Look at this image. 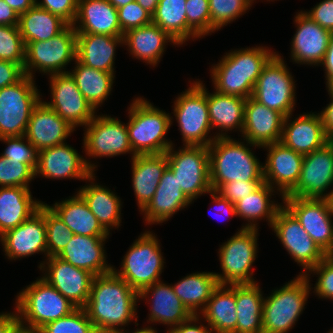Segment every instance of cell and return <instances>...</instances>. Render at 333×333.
I'll list each match as a JSON object with an SVG mask.
<instances>
[{"instance_id": "ffe728a7", "label": "cell", "mask_w": 333, "mask_h": 333, "mask_svg": "<svg viewBox=\"0 0 333 333\" xmlns=\"http://www.w3.org/2000/svg\"><path fill=\"white\" fill-rule=\"evenodd\" d=\"M39 270L42 272L40 277L77 308L86 306L94 278L92 273L75 267L57 256L44 260Z\"/></svg>"}, {"instance_id": "7a4b0ae2", "label": "cell", "mask_w": 333, "mask_h": 333, "mask_svg": "<svg viewBox=\"0 0 333 333\" xmlns=\"http://www.w3.org/2000/svg\"><path fill=\"white\" fill-rule=\"evenodd\" d=\"M276 53L262 45L231 49L209 68L214 90L245 99L251 97L264 66Z\"/></svg>"}, {"instance_id": "8d00e7d4", "label": "cell", "mask_w": 333, "mask_h": 333, "mask_svg": "<svg viewBox=\"0 0 333 333\" xmlns=\"http://www.w3.org/2000/svg\"><path fill=\"white\" fill-rule=\"evenodd\" d=\"M42 203L30 188L0 187V236L29 219Z\"/></svg>"}, {"instance_id": "be15d7a7", "label": "cell", "mask_w": 333, "mask_h": 333, "mask_svg": "<svg viewBox=\"0 0 333 333\" xmlns=\"http://www.w3.org/2000/svg\"><path fill=\"white\" fill-rule=\"evenodd\" d=\"M20 328L19 315L13 312H0V333H15Z\"/></svg>"}, {"instance_id": "74e56055", "label": "cell", "mask_w": 333, "mask_h": 333, "mask_svg": "<svg viewBox=\"0 0 333 333\" xmlns=\"http://www.w3.org/2000/svg\"><path fill=\"white\" fill-rule=\"evenodd\" d=\"M68 226L73 234L81 236H110L76 192L53 205L47 204Z\"/></svg>"}, {"instance_id": "b9f144b4", "label": "cell", "mask_w": 333, "mask_h": 333, "mask_svg": "<svg viewBox=\"0 0 333 333\" xmlns=\"http://www.w3.org/2000/svg\"><path fill=\"white\" fill-rule=\"evenodd\" d=\"M74 64L68 72L84 98L98 112V108L112 95L116 75L88 67L77 59Z\"/></svg>"}, {"instance_id": "f907efd6", "label": "cell", "mask_w": 333, "mask_h": 333, "mask_svg": "<svg viewBox=\"0 0 333 333\" xmlns=\"http://www.w3.org/2000/svg\"><path fill=\"white\" fill-rule=\"evenodd\" d=\"M0 141L7 145L0 155L7 158L11 163L21 162L29 164L36 170L38 151L24 135L3 137L0 138Z\"/></svg>"}, {"instance_id": "484cf974", "label": "cell", "mask_w": 333, "mask_h": 333, "mask_svg": "<svg viewBox=\"0 0 333 333\" xmlns=\"http://www.w3.org/2000/svg\"><path fill=\"white\" fill-rule=\"evenodd\" d=\"M292 116L285 117L282 129L280 142L286 147L304 156L329 142L330 138L325 134L317 112H304L295 119Z\"/></svg>"}, {"instance_id": "ac0fdd59", "label": "cell", "mask_w": 333, "mask_h": 333, "mask_svg": "<svg viewBox=\"0 0 333 333\" xmlns=\"http://www.w3.org/2000/svg\"><path fill=\"white\" fill-rule=\"evenodd\" d=\"M47 77L51 101H42L73 128L85 127L98 114L79 91L69 72Z\"/></svg>"}, {"instance_id": "8fae6325", "label": "cell", "mask_w": 333, "mask_h": 333, "mask_svg": "<svg viewBox=\"0 0 333 333\" xmlns=\"http://www.w3.org/2000/svg\"><path fill=\"white\" fill-rule=\"evenodd\" d=\"M83 128L85 130L83 129L82 147L85 152V161L93 173L97 171L98 166L91 161V157L92 159L112 158L128 153L131 159L135 156L129 142L127 123L125 124L118 117L96 114Z\"/></svg>"}, {"instance_id": "e575fe53", "label": "cell", "mask_w": 333, "mask_h": 333, "mask_svg": "<svg viewBox=\"0 0 333 333\" xmlns=\"http://www.w3.org/2000/svg\"><path fill=\"white\" fill-rule=\"evenodd\" d=\"M130 162L132 188L141 212L153 198L162 174L168 167L167 156L166 153L135 155Z\"/></svg>"}, {"instance_id": "9f6ffc18", "label": "cell", "mask_w": 333, "mask_h": 333, "mask_svg": "<svg viewBox=\"0 0 333 333\" xmlns=\"http://www.w3.org/2000/svg\"><path fill=\"white\" fill-rule=\"evenodd\" d=\"M36 5L60 16L69 25L76 19L78 0H36Z\"/></svg>"}, {"instance_id": "816d5d0a", "label": "cell", "mask_w": 333, "mask_h": 333, "mask_svg": "<svg viewBox=\"0 0 333 333\" xmlns=\"http://www.w3.org/2000/svg\"><path fill=\"white\" fill-rule=\"evenodd\" d=\"M311 274L312 277H315L314 275L317 277L314 288L313 283L310 282L311 290H313L311 293L319 299L333 301V260L326 256L306 274L308 279H312Z\"/></svg>"}, {"instance_id": "1f68e13d", "label": "cell", "mask_w": 333, "mask_h": 333, "mask_svg": "<svg viewBox=\"0 0 333 333\" xmlns=\"http://www.w3.org/2000/svg\"><path fill=\"white\" fill-rule=\"evenodd\" d=\"M76 33L123 36L117 8L108 0H78V10L72 24Z\"/></svg>"}, {"instance_id": "8c879c8a", "label": "cell", "mask_w": 333, "mask_h": 333, "mask_svg": "<svg viewBox=\"0 0 333 333\" xmlns=\"http://www.w3.org/2000/svg\"><path fill=\"white\" fill-rule=\"evenodd\" d=\"M15 333H35V332H32L30 330H26V329H23V328H19Z\"/></svg>"}, {"instance_id": "d6a6232c", "label": "cell", "mask_w": 333, "mask_h": 333, "mask_svg": "<svg viewBox=\"0 0 333 333\" xmlns=\"http://www.w3.org/2000/svg\"><path fill=\"white\" fill-rule=\"evenodd\" d=\"M206 97L211 127L212 130H216L212 134L216 138L231 137L228 134L229 131L230 133L238 131L242 134L246 99L234 95L220 94L215 90L210 93L207 88Z\"/></svg>"}, {"instance_id": "5b68a950", "label": "cell", "mask_w": 333, "mask_h": 333, "mask_svg": "<svg viewBox=\"0 0 333 333\" xmlns=\"http://www.w3.org/2000/svg\"><path fill=\"white\" fill-rule=\"evenodd\" d=\"M20 328L37 332L49 322L69 315L77 307L39 277L21 289L15 298Z\"/></svg>"}, {"instance_id": "a7ac6f4b", "label": "cell", "mask_w": 333, "mask_h": 333, "mask_svg": "<svg viewBox=\"0 0 333 333\" xmlns=\"http://www.w3.org/2000/svg\"><path fill=\"white\" fill-rule=\"evenodd\" d=\"M137 3L151 15L154 14L159 0H136Z\"/></svg>"}, {"instance_id": "91938a15", "label": "cell", "mask_w": 333, "mask_h": 333, "mask_svg": "<svg viewBox=\"0 0 333 333\" xmlns=\"http://www.w3.org/2000/svg\"><path fill=\"white\" fill-rule=\"evenodd\" d=\"M166 333H214V331L199 315H192L188 320Z\"/></svg>"}, {"instance_id": "753ad0ef", "label": "cell", "mask_w": 333, "mask_h": 333, "mask_svg": "<svg viewBox=\"0 0 333 333\" xmlns=\"http://www.w3.org/2000/svg\"><path fill=\"white\" fill-rule=\"evenodd\" d=\"M333 260V249L327 254Z\"/></svg>"}, {"instance_id": "2644e50d", "label": "cell", "mask_w": 333, "mask_h": 333, "mask_svg": "<svg viewBox=\"0 0 333 333\" xmlns=\"http://www.w3.org/2000/svg\"><path fill=\"white\" fill-rule=\"evenodd\" d=\"M112 6H114L115 8H120L122 6H125L127 4H129L130 2H133L135 0H108Z\"/></svg>"}, {"instance_id": "44dd1931", "label": "cell", "mask_w": 333, "mask_h": 333, "mask_svg": "<svg viewBox=\"0 0 333 333\" xmlns=\"http://www.w3.org/2000/svg\"><path fill=\"white\" fill-rule=\"evenodd\" d=\"M293 22L296 31L290 43V60L299 66L319 67L333 33L311 20L302 10L296 12Z\"/></svg>"}, {"instance_id": "5bb4252c", "label": "cell", "mask_w": 333, "mask_h": 333, "mask_svg": "<svg viewBox=\"0 0 333 333\" xmlns=\"http://www.w3.org/2000/svg\"><path fill=\"white\" fill-rule=\"evenodd\" d=\"M285 62L279 52L268 61L257 79L252 97L287 117L295 109L297 84Z\"/></svg>"}, {"instance_id": "2e32d148", "label": "cell", "mask_w": 333, "mask_h": 333, "mask_svg": "<svg viewBox=\"0 0 333 333\" xmlns=\"http://www.w3.org/2000/svg\"><path fill=\"white\" fill-rule=\"evenodd\" d=\"M281 201L327 255L333 249V209L330 199L283 197Z\"/></svg>"}, {"instance_id": "94428289", "label": "cell", "mask_w": 333, "mask_h": 333, "mask_svg": "<svg viewBox=\"0 0 333 333\" xmlns=\"http://www.w3.org/2000/svg\"><path fill=\"white\" fill-rule=\"evenodd\" d=\"M209 195L212 198L210 203H214V205L216 207L214 209V211H216L217 214H220L219 217L221 216V214H222V216L223 215H225V216L228 215L227 216L229 218L228 220L232 219V217H236L234 203H231L227 199L223 198L220 194H218L214 190H211L209 192Z\"/></svg>"}, {"instance_id": "52a82bcc", "label": "cell", "mask_w": 333, "mask_h": 333, "mask_svg": "<svg viewBox=\"0 0 333 333\" xmlns=\"http://www.w3.org/2000/svg\"><path fill=\"white\" fill-rule=\"evenodd\" d=\"M264 297L263 333H288L303 313L311 294L310 279L297 275Z\"/></svg>"}, {"instance_id": "09005b40", "label": "cell", "mask_w": 333, "mask_h": 333, "mask_svg": "<svg viewBox=\"0 0 333 333\" xmlns=\"http://www.w3.org/2000/svg\"><path fill=\"white\" fill-rule=\"evenodd\" d=\"M329 87L333 90V82L329 85Z\"/></svg>"}, {"instance_id": "277c9868", "label": "cell", "mask_w": 333, "mask_h": 333, "mask_svg": "<svg viewBox=\"0 0 333 333\" xmlns=\"http://www.w3.org/2000/svg\"><path fill=\"white\" fill-rule=\"evenodd\" d=\"M144 96L135 97L127 107L128 136L135 155L161 154L173 145L167 132L171 125V113L160 110Z\"/></svg>"}, {"instance_id": "f1b7e54d", "label": "cell", "mask_w": 333, "mask_h": 333, "mask_svg": "<svg viewBox=\"0 0 333 333\" xmlns=\"http://www.w3.org/2000/svg\"><path fill=\"white\" fill-rule=\"evenodd\" d=\"M109 237L73 234L71 241L57 257L94 276L109 273L113 269V265L108 264L105 250V242Z\"/></svg>"}, {"instance_id": "f5cc1de1", "label": "cell", "mask_w": 333, "mask_h": 333, "mask_svg": "<svg viewBox=\"0 0 333 333\" xmlns=\"http://www.w3.org/2000/svg\"><path fill=\"white\" fill-rule=\"evenodd\" d=\"M187 25L201 38L210 35L209 0H186Z\"/></svg>"}, {"instance_id": "4dcf8cb0", "label": "cell", "mask_w": 333, "mask_h": 333, "mask_svg": "<svg viewBox=\"0 0 333 333\" xmlns=\"http://www.w3.org/2000/svg\"><path fill=\"white\" fill-rule=\"evenodd\" d=\"M95 175L92 173L86 179V184L77 189V193L84 199L102 227L111 235V230H118L122 225L123 202L114 191L97 183Z\"/></svg>"}, {"instance_id": "60d3db41", "label": "cell", "mask_w": 333, "mask_h": 333, "mask_svg": "<svg viewBox=\"0 0 333 333\" xmlns=\"http://www.w3.org/2000/svg\"><path fill=\"white\" fill-rule=\"evenodd\" d=\"M264 297L258 282L236 284V333H263Z\"/></svg>"}, {"instance_id": "7402d4cb", "label": "cell", "mask_w": 333, "mask_h": 333, "mask_svg": "<svg viewBox=\"0 0 333 333\" xmlns=\"http://www.w3.org/2000/svg\"><path fill=\"white\" fill-rule=\"evenodd\" d=\"M138 299L139 302L144 299L150 307L146 322L151 326L146 324L143 326L146 328L156 329L152 325L163 324L166 328L169 327L166 330L169 332L192 316L175 294L172 285L162 280L142 289L138 293Z\"/></svg>"}, {"instance_id": "6125c7cd", "label": "cell", "mask_w": 333, "mask_h": 333, "mask_svg": "<svg viewBox=\"0 0 333 333\" xmlns=\"http://www.w3.org/2000/svg\"><path fill=\"white\" fill-rule=\"evenodd\" d=\"M330 101L322 111H318V114L323 125L325 134L330 138L333 136V90L328 86L326 87Z\"/></svg>"}, {"instance_id": "30bf717a", "label": "cell", "mask_w": 333, "mask_h": 333, "mask_svg": "<svg viewBox=\"0 0 333 333\" xmlns=\"http://www.w3.org/2000/svg\"><path fill=\"white\" fill-rule=\"evenodd\" d=\"M76 51L77 33L73 25L49 40L29 42L25 49L24 74L35 79L36 71L47 76L67 73L66 67L76 61Z\"/></svg>"}, {"instance_id": "7bdbcfd3", "label": "cell", "mask_w": 333, "mask_h": 333, "mask_svg": "<svg viewBox=\"0 0 333 333\" xmlns=\"http://www.w3.org/2000/svg\"><path fill=\"white\" fill-rule=\"evenodd\" d=\"M152 23L167 32L182 47L200 37L187 25L186 0H159Z\"/></svg>"}, {"instance_id": "9a60e30c", "label": "cell", "mask_w": 333, "mask_h": 333, "mask_svg": "<svg viewBox=\"0 0 333 333\" xmlns=\"http://www.w3.org/2000/svg\"><path fill=\"white\" fill-rule=\"evenodd\" d=\"M269 228L275 233L291 259L302 267L299 275H306L327 256L284 205L278 210Z\"/></svg>"}, {"instance_id": "003e7915", "label": "cell", "mask_w": 333, "mask_h": 333, "mask_svg": "<svg viewBox=\"0 0 333 333\" xmlns=\"http://www.w3.org/2000/svg\"><path fill=\"white\" fill-rule=\"evenodd\" d=\"M19 16L36 4V0H4Z\"/></svg>"}, {"instance_id": "4fadbf2b", "label": "cell", "mask_w": 333, "mask_h": 333, "mask_svg": "<svg viewBox=\"0 0 333 333\" xmlns=\"http://www.w3.org/2000/svg\"><path fill=\"white\" fill-rule=\"evenodd\" d=\"M35 82L24 75L0 89V138L25 134L30 115L43 97Z\"/></svg>"}, {"instance_id": "11e5206c", "label": "cell", "mask_w": 333, "mask_h": 333, "mask_svg": "<svg viewBox=\"0 0 333 333\" xmlns=\"http://www.w3.org/2000/svg\"><path fill=\"white\" fill-rule=\"evenodd\" d=\"M251 1H252L253 3H254V2L256 3L257 0H251ZM267 1H268V2H270V1L274 2V1H277V0H266V2H267Z\"/></svg>"}, {"instance_id": "681fc988", "label": "cell", "mask_w": 333, "mask_h": 333, "mask_svg": "<svg viewBox=\"0 0 333 333\" xmlns=\"http://www.w3.org/2000/svg\"><path fill=\"white\" fill-rule=\"evenodd\" d=\"M35 178V170L21 162L11 163L0 155V187H25L30 188Z\"/></svg>"}, {"instance_id": "7c38bea8", "label": "cell", "mask_w": 333, "mask_h": 333, "mask_svg": "<svg viewBox=\"0 0 333 333\" xmlns=\"http://www.w3.org/2000/svg\"><path fill=\"white\" fill-rule=\"evenodd\" d=\"M166 156L168 168L192 203L203 194H209L212 189L208 147L183 145L176 149L173 143L166 151Z\"/></svg>"}, {"instance_id": "d4e9b609", "label": "cell", "mask_w": 333, "mask_h": 333, "mask_svg": "<svg viewBox=\"0 0 333 333\" xmlns=\"http://www.w3.org/2000/svg\"><path fill=\"white\" fill-rule=\"evenodd\" d=\"M285 116L269 109L252 96L246 99L242 139L263 147L280 142Z\"/></svg>"}, {"instance_id": "6da1fadb", "label": "cell", "mask_w": 333, "mask_h": 333, "mask_svg": "<svg viewBox=\"0 0 333 333\" xmlns=\"http://www.w3.org/2000/svg\"><path fill=\"white\" fill-rule=\"evenodd\" d=\"M138 292L113 270L94 276L84 307L98 333L126 331L133 323L138 327Z\"/></svg>"}, {"instance_id": "836d02e7", "label": "cell", "mask_w": 333, "mask_h": 333, "mask_svg": "<svg viewBox=\"0 0 333 333\" xmlns=\"http://www.w3.org/2000/svg\"><path fill=\"white\" fill-rule=\"evenodd\" d=\"M119 46H124L123 36L77 33L76 59L88 67L115 75V56Z\"/></svg>"}, {"instance_id": "3957f363", "label": "cell", "mask_w": 333, "mask_h": 333, "mask_svg": "<svg viewBox=\"0 0 333 333\" xmlns=\"http://www.w3.org/2000/svg\"><path fill=\"white\" fill-rule=\"evenodd\" d=\"M253 147L261 148L242 138L236 140L233 137L216 138L208 146L212 190L216 191L222 184L236 180L264 181L263 163L252 151Z\"/></svg>"}, {"instance_id": "d6986e66", "label": "cell", "mask_w": 333, "mask_h": 333, "mask_svg": "<svg viewBox=\"0 0 333 333\" xmlns=\"http://www.w3.org/2000/svg\"><path fill=\"white\" fill-rule=\"evenodd\" d=\"M46 236L43 202L38 211L29 219L16 228L4 232L0 236V244H2L5 257L10 261L22 260V258L44 253L43 258L45 259H42L43 261H40L38 265L40 268L44 260L48 258Z\"/></svg>"}, {"instance_id": "603a6c76", "label": "cell", "mask_w": 333, "mask_h": 333, "mask_svg": "<svg viewBox=\"0 0 333 333\" xmlns=\"http://www.w3.org/2000/svg\"><path fill=\"white\" fill-rule=\"evenodd\" d=\"M93 172L85 156L67 142L38 151L35 179H78L86 181Z\"/></svg>"}, {"instance_id": "ee69618b", "label": "cell", "mask_w": 333, "mask_h": 333, "mask_svg": "<svg viewBox=\"0 0 333 333\" xmlns=\"http://www.w3.org/2000/svg\"><path fill=\"white\" fill-rule=\"evenodd\" d=\"M69 24L60 16L36 4L19 16V30L25 45L33 41H46L61 33Z\"/></svg>"}, {"instance_id": "bcb514c9", "label": "cell", "mask_w": 333, "mask_h": 333, "mask_svg": "<svg viewBox=\"0 0 333 333\" xmlns=\"http://www.w3.org/2000/svg\"><path fill=\"white\" fill-rule=\"evenodd\" d=\"M47 257L58 256L71 241L73 233L58 215L44 202Z\"/></svg>"}, {"instance_id": "f35d334b", "label": "cell", "mask_w": 333, "mask_h": 333, "mask_svg": "<svg viewBox=\"0 0 333 333\" xmlns=\"http://www.w3.org/2000/svg\"><path fill=\"white\" fill-rule=\"evenodd\" d=\"M199 316L214 333H236V284H219Z\"/></svg>"}, {"instance_id": "4316f807", "label": "cell", "mask_w": 333, "mask_h": 333, "mask_svg": "<svg viewBox=\"0 0 333 333\" xmlns=\"http://www.w3.org/2000/svg\"><path fill=\"white\" fill-rule=\"evenodd\" d=\"M76 131L42 100L30 115L24 136L37 151L65 143Z\"/></svg>"}, {"instance_id": "ab89813d", "label": "cell", "mask_w": 333, "mask_h": 333, "mask_svg": "<svg viewBox=\"0 0 333 333\" xmlns=\"http://www.w3.org/2000/svg\"><path fill=\"white\" fill-rule=\"evenodd\" d=\"M175 294L192 315H199L219 286L214 272H193L172 284Z\"/></svg>"}, {"instance_id": "7dc6e473", "label": "cell", "mask_w": 333, "mask_h": 333, "mask_svg": "<svg viewBox=\"0 0 333 333\" xmlns=\"http://www.w3.org/2000/svg\"><path fill=\"white\" fill-rule=\"evenodd\" d=\"M36 333H98L85 308H76L69 315L49 322Z\"/></svg>"}, {"instance_id": "cb8c5ba5", "label": "cell", "mask_w": 333, "mask_h": 333, "mask_svg": "<svg viewBox=\"0 0 333 333\" xmlns=\"http://www.w3.org/2000/svg\"><path fill=\"white\" fill-rule=\"evenodd\" d=\"M267 151L263 163V178L283 197L297 184L304 156L286 147L282 142H275L261 147Z\"/></svg>"}, {"instance_id": "2a66077c", "label": "cell", "mask_w": 333, "mask_h": 333, "mask_svg": "<svg viewBox=\"0 0 333 333\" xmlns=\"http://www.w3.org/2000/svg\"><path fill=\"white\" fill-rule=\"evenodd\" d=\"M329 141L333 144V136L330 137Z\"/></svg>"}, {"instance_id": "e7e4bbea", "label": "cell", "mask_w": 333, "mask_h": 333, "mask_svg": "<svg viewBox=\"0 0 333 333\" xmlns=\"http://www.w3.org/2000/svg\"><path fill=\"white\" fill-rule=\"evenodd\" d=\"M319 66L324 67L325 84L328 87L333 82V34L330 38L324 59Z\"/></svg>"}, {"instance_id": "f6af8a7d", "label": "cell", "mask_w": 333, "mask_h": 333, "mask_svg": "<svg viewBox=\"0 0 333 333\" xmlns=\"http://www.w3.org/2000/svg\"><path fill=\"white\" fill-rule=\"evenodd\" d=\"M253 4L251 0H209L210 35L249 12Z\"/></svg>"}, {"instance_id": "db71d44e", "label": "cell", "mask_w": 333, "mask_h": 333, "mask_svg": "<svg viewBox=\"0 0 333 333\" xmlns=\"http://www.w3.org/2000/svg\"><path fill=\"white\" fill-rule=\"evenodd\" d=\"M117 12L122 34L152 23V15L142 8L136 0L118 8Z\"/></svg>"}, {"instance_id": "e0dca14e", "label": "cell", "mask_w": 333, "mask_h": 333, "mask_svg": "<svg viewBox=\"0 0 333 333\" xmlns=\"http://www.w3.org/2000/svg\"><path fill=\"white\" fill-rule=\"evenodd\" d=\"M333 144L304 155L296 186L284 197L330 199L333 190Z\"/></svg>"}, {"instance_id": "34e18365", "label": "cell", "mask_w": 333, "mask_h": 333, "mask_svg": "<svg viewBox=\"0 0 333 333\" xmlns=\"http://www.w3.org/2000/svg\"><path fill=\"white\" fill-rule=\"evenodd\" d=\"M332 189H333V187H332ZM330 202H331L332 209H333V194H332V196H331V198H330Z\"/></svg>"}, {"instance_id": "9c48e42d", "label": "cell", "mask_w": 333, "mask_h": 333, "mask_svg": "<svg viewBox=\"0 0 333 333\" xmlns=\"http://www.w3.org/2000/svg\"><path fill=\"white\" fill-rule=\"evenodd\" d=\"M218 249V257L222 273L214 272L219 284H252L257 281L253 277L254 262L258 253L259 229L239 228Z\"/></svg>"}, {"instance_id": "11a10c76", "label": "cell", "mask_w": 333, "mask_h": 333, "mask_svg": "<svg viewBox=\"0 0 333 333\" xmlns=\"http://www.w3.org/2000/svg\"><path fill=\"white\" fill-rule=\"evenodd\" d=\"M264 181H232L222 184L216 192L231 203L252 194Z\"/></svg>"}, {"instance_id": "ba28073f", "label": "cell", "mask_w": 333, "mask_h": 333, "mask_svg": "<svg viewBox=\"0 0 333 333\" xmlns=\"http://www.w3.org/2000/svg\"><path fill=\"white\" fill-rule=\"evenodd\" d=\"M160 243L153 231L145 230L122 257L120 269L113 265L112 270L138 293L145 287L161 281L166 262Z\"/></svg>"}, {"instance_id": "680465c9", "label": "cell", "mask_w": 333, "mask_h": 333, "mask_svg": "<svg viewBox=\"0 0 333 333\" xmlns=\"http://www.w3.org/2000/svg\"><path fill=\"white\" fill-rule=\"evenodd\" d=\"M24 75V70L19 64L0 60V89L15 84Z\"/></svg>"}, {"instance_id": "b9fcfbb0", "label": "cell", "mask_w": 333, "mask_h": 333, "mask_svg": "<svg viewBox=\"0 0 333 333\" xmlns=\"http://www.w3.org/2000/svg\"><path fill=\"white\" fill-rule=\"evenodd\" d=\"M327 333H333V327Z\"/></svg>"}, {"instance_id": "6f0895ef", "label": "cell", "mask_w": 333, "mask_h": 333, "mask_svg": "<svg viewBox=\"0 0 333 333\" xmlns=\"http://www.w3.org/2000/svg\"><path fill=\"white\" fill-rule=\"evenodd\" d=\"M302 12L324 29L333 33V0H322L311 10Z\"/></svg>"}, {"instance_id": "c3c4849f", "label": "cell", "mask_w": 333, "mask_h": 333, "mask_svg": "<svg viewBox=\"0 0 333 333\" xmlns=\"http://www.w3.org/2000/svg\"><path fill=\"white\" fill-rule=\"evenodd\" d=\"M25 49L18 26L0 25V60L17 63L23 68Z\"/></svg>"}, {"instance_id": "03108f58", "label": "cell", "mask_w": 333, "mask_h": 333, "mask_svg": "<svg viewBox=\"0 0 333 333\" xmlns=\"http://www.w3.org/2000/svg\"><path fill=\"white\" fill-rule=\"evenodd\" d=\"M19 15L4 1L0 0V25L18 26Z\"/></svg>"}, {"instance_id": "8992f818", "label": "cell", "mask_w": 333, "mask_h": 333, "mask_svg": "<svg viewBox=\"0 0 333 333\" xmlns=\"http://www.w3.org/2000/svg\"><path fill=\"white\" fill-rule=\"evenodd\" d=\"M188 82L190 86L173 102L171 125L178 123L183 145L208 147L216 137L211 134L205 83L197 78Z\"/></svg>"}, {"instance_id": "d590c367", "label": "cell", "mask_w": 333, "mask_h": 333, "mask_svg": "<svg viewBox=\"0 0 333 333\" xmlns=\"http://www.w3.org/2000/svg\"><path fill=\"white\" fill-rule=\"evenodd\" d=\"M283 196L266 182H263L252 194L243 197L235 205L236 217L247 221L242 228L259 229V220H266L271 227L278 210L283 206V202L271 199L274 195Z\"/></svg>"}, {"instance_id": "f546056e", "label": "cell", "mask_w": 333, "mask_h": 333, "mask_svg": "<svg viewBox=\"0 0 333 333\" xmlns=\"http://www.w3.org/2000/svg\"><path fill=\"white\" fill-rule=\"evenodd\" d=\"M126 47L132 59L140 60L153 68L158 66L168 43L179 47L178 42L158 25L150 23L123 34Z\"/></svg>"}, {"instance_id": "89a4df30", "label": "cell", "mask_w": 333, "mask_h": 333, "mask_svg": "<svg viewBox=\"0 0 333 333\" xmlns=\"http://www.w3.org/2000/svg\"><path fill=\"white\" fill-rule=\"evenodd\" d=\"M135 330V331H134ZM133 331H130L131 333H158L156 329H151V328H146V327H141L134 329ZM128 329L126 331H121L117 333H130Z\"/></svg>"}, {"instance_id": "83f0119b", "label": "cell", "mask_w": 333, "mask_h": 333, "mask_svg": "<svg viewBox=\"0 0 333 333\" xmlns=\"http://www.w3.org/2000/svg\"><path fill=\"white\" fill-rule=\"evenodd\" d=\"M192 202L184 195L176 176L167 167L162 174L156 192L148 205L140 212L145 225L168 222L173 215L187 209Z\"/></svg>"}]
</instances>
